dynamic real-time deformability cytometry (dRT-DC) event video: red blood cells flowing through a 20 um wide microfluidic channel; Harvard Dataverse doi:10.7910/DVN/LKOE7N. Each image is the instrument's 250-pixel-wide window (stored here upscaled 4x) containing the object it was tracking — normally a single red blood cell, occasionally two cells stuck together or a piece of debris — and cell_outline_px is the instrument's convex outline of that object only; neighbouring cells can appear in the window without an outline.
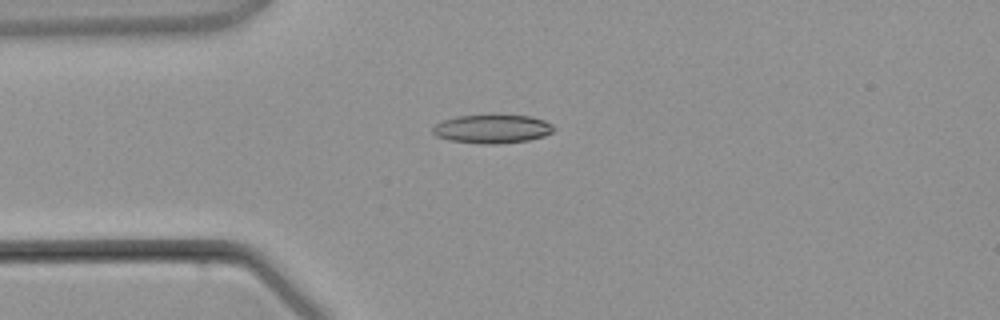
{"species": "common noctule bat (a hibernating species)", "species_latin": "Nyctalus noctula", "temperature_condition": "warm", "stored_images_in_passage": 1, "camera_frame_rate_fps": 3000, "um_per_image_px": 0.085, "animal": {"sex": "male", "body_mass_g": 21.5, "forearm_length_mm": 52.0}, "frame": {"image": 1, "passage_image": 1, "time_ms": 0.0, "image_size_px": [1000, 320], "cell_outline_px": [[556, 128], [552, 132], [544, 136], [528, 140], [496, 144], [484, 144], [448, 140], [436, 136], [432, 132], [432, 128], [436, 124], [444, 120], [456, 116], [528, 116], [544, 120], [552, 124]], "centroid_in_image_um": [41.84, 10.97], "position_along_channel_um": 43.2, "area_um2": 19.94}}